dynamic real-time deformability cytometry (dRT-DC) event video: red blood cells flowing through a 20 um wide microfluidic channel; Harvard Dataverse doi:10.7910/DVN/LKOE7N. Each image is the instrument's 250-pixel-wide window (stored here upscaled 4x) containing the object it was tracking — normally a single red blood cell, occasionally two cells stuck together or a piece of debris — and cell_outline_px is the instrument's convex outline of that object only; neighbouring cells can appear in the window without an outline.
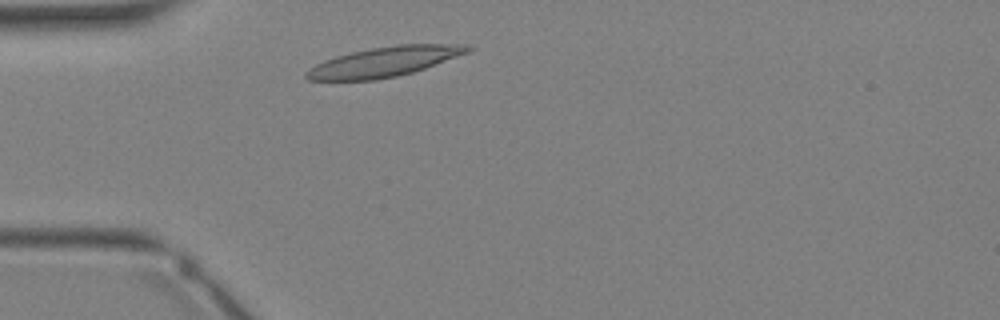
{"species": "Egyptian fruit bat (a non-hibernating species)", "species_latin": "Rousettus aegyptiacus", "temperature_condition": "warm", "stored_images_in_passage": 27, "camera_frame_rate_fps": 3000, "um_per_image_px": 0.085, "animal": {"sex": "female"}, "frame": {"image": 1, "passage_image": 2, "time_ms": 0.333, "image_size_px": [1000, 320], "cell_outline_px": [[476, 48], [468, 52], [424, 68], [412, 72], [396, 76], [376, 80], [308, 80], [304, 76], [304, 72], [308, 68], [324, 60], [336, 56], [352, 52], [372, 48], [396, 44], [472, 44]], "centroid_in_image_um": [32.66, 5.24], "position_along_channel_um": 52.3, "area_um2": 28.03}}
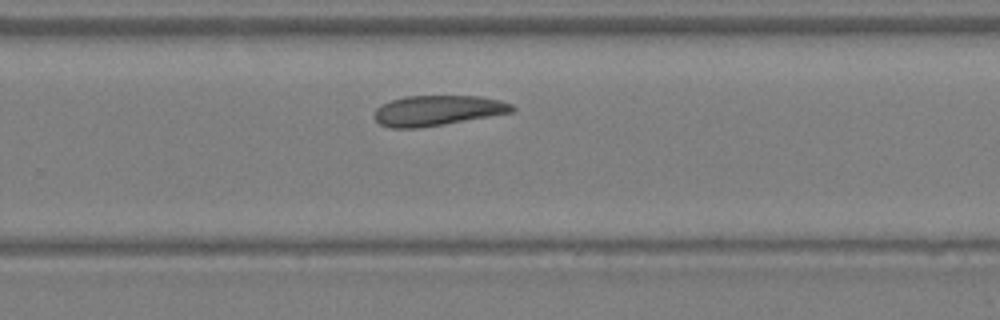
{"frame": {"image": 2, "passage_image": 15, "time_ms": 4.667, "image_size_px": [1000, 320], "cell_outline_px": [[516, 108], [512, 112], [444, 124], [420, 128], [392, 128], [380, 124], [372, 116], [376, 108], [392, 100], [404, 96], [480, 96], [500, 100], [512, 104]], "centroid_in_image_um": [37.17, 9.39], "position_along_channel_um": 292.6, "area_um2": 24.22}}
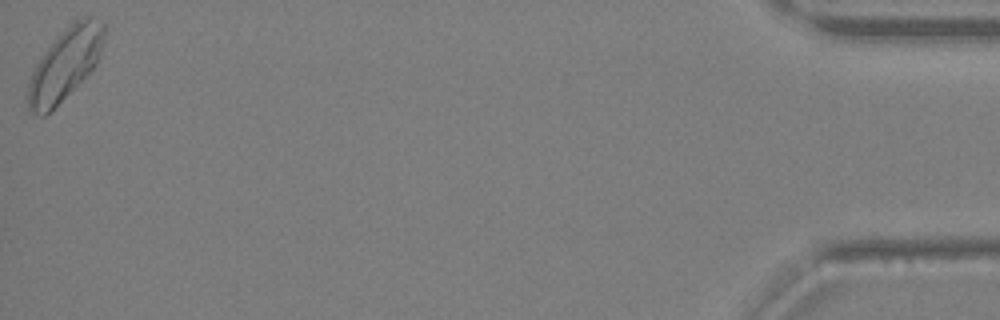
{"frame": {"image": 3, "passage_image": 27, "time_ms": 8.667, "image_size_px": [1000, 320], "cell_outline_px": [[104, 40], [96, 64], [44, 116], [40, 116], [28, 112], [28, 84], [32, 72], [40, 56], [76, 20], [84, 16], [88, 16], [104, 24]], "centroid_in_image_um": [5.5, 5.47], "position_along_channel_um": 429.7, "area_um2": 30.4}}